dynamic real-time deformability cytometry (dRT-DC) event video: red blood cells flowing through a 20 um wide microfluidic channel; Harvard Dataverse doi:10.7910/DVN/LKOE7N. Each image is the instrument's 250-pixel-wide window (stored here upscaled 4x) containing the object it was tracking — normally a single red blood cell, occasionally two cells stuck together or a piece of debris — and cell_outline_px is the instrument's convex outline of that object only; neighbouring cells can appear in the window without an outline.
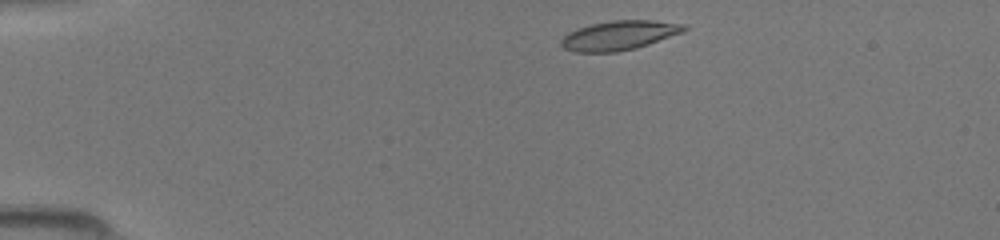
{"species": "common noctule bat (a hibernating species)", "species_latin": "Nyctalus noctula", "temperature_condition": "room temperature", "stored_images_in_passage": 39, "camera_frame_rate_fps": 3000, "um_per_image_px": 0.085, "animal": {"sex": "female", "body_mass_g": 19.5, "forearm_length_mm": 54.1}, "frame": {"image": 1, "passage_image": 1, "time_ms": 0.0, "image_size_px": [1000, 240], "cell_outline_px": [[688, 28], [684, 32], [636, 48], [616, 52], [572, 52], [564, 48], [560, 44], [560, 40], [568, 32], [576, 28], [592, 24], [612, 20], [652, 20], [688, 24]], "centroid_in_image_um": [52.64, 3.0], "position_along_channel_um": 32.4, "area_um2": 21.21}}
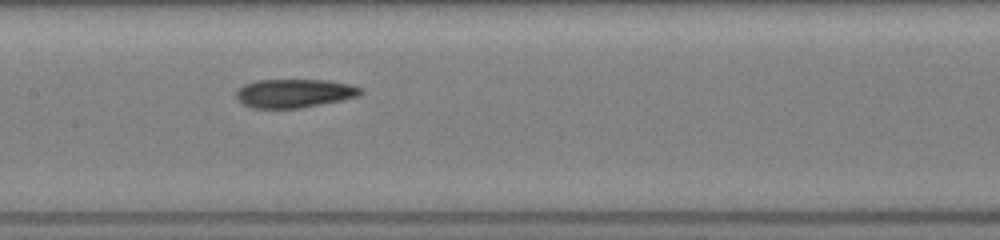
{"frame": {"image": 2, "passage_image": 16, "time_ms": 5.0, "image_size_px": [1000, 240], "cell_outline_px": [[364, 92], [360, 96], [300, 108], [252, 108], [244, 104], [236, 96], [236, 92], [244, 84], [256, 80], [328, 80], [352, 84], [364, 88]], "centroid_in_image_um": [25.08, 7.92], "position_along_channel_um": 182.3, "area_um2": 20.81}}
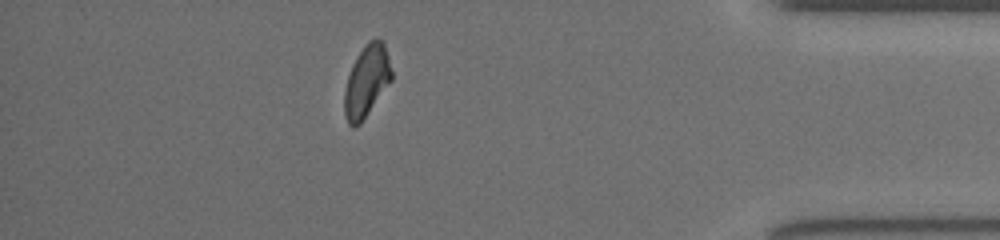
{"frame": {"image": 3, "passage_image": 34, "time_ms": 11.0, "image_size_px": [1000, 240], "cell_outline_px": [[392, 80], [360, 124], [356, 128], [352, 128], [348, 124], [344, 116], [344, 92], [348, 76], [352, 64], [356, 56], [364, 44], [368, 40], [384, 40], [392, 72]], "centroid_in_image_um": [31.15, 6.91], "position_along_channel_um": 404.1, "area_um2": 19.88}}